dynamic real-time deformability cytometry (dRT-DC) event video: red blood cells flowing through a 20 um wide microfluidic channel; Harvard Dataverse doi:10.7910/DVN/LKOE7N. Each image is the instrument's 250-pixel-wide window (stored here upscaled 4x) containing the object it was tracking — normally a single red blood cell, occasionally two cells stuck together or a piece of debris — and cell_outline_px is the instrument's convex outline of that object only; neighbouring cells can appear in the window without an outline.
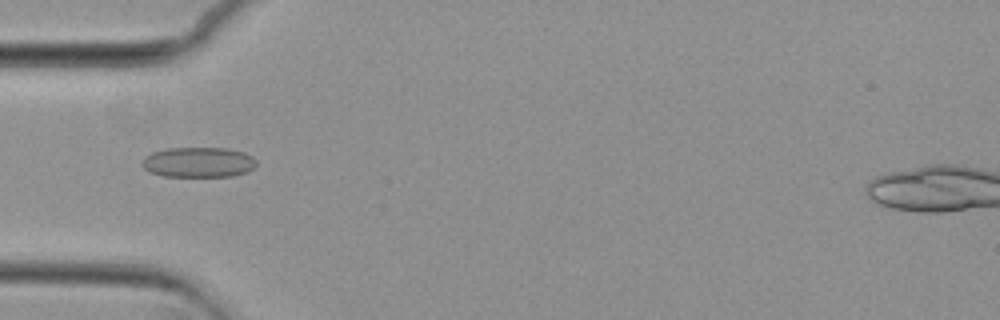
{"species": "common noctule bat (a hibernating species)", "species_latin": "Nyctalus noctula", "temperature_condition": "cold", "stored_images_in_passage": 39, "camera_frame_rate_fps": 3000, "um_per_image_px": 0.085, "animal": {"sex": "female", "body_mass_g": 29.2, "forearm_length_mm": 56.3}, "frame": {"image": 1, "passage_image": 1, "time_ms": 0.0, "image_size_px": [1000, 320], "cell_outline_px": [[256, 164], [248, 172], [232, 176], [164, 176], [152, 172], [144, 168], [144, 156], [152, 152], [168, 148], [228, 148], [244, 152], [252, 156], [256, 160]], "centroid_in_image_um": [16.91, 13.78], "position_along_channel_um": 68.1, "area_um2": 20.0}}
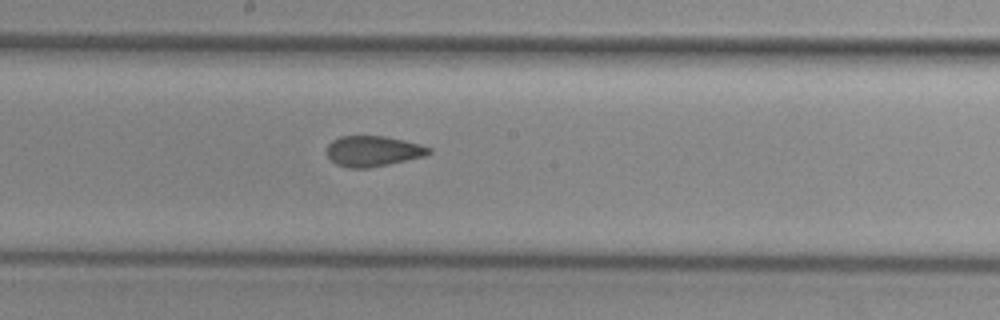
{"frame": {"image": 2, "passage_image": 13, "time_ms": 4.0, "image_size_px": [1000, 320], "cell_outline_px": [[432, 152], [424, 156], [388, 164], [368, 168], [348, 168], [336, 164], [328, 156], [328, 144], [332, 140], [340, 136], [384, 136], [404, 140], [420, 144], [432, 148]], "centroid_in_image_um": [31.72, 12.84], "position_along_channel_um": 216.5, "area_um2": 18.09}}
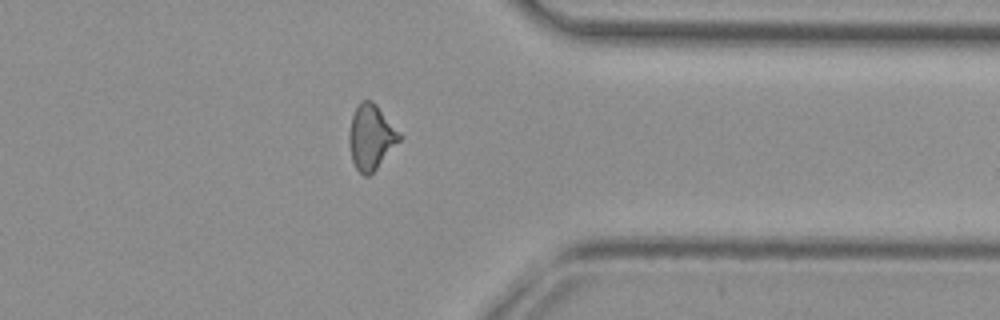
{"frame": {"image": 3, "passage_image": 27, "time_ms": 8.667, "image_size_px": [1000, 320], "cell_outline_px": [[404, 136], [376, 168], [368, 176], [364, 176], [356, 168], [352, 160], [348, 144], [348, 136], [352, 116], [360, 100], [372, 100], [376, 104]], "centroid_in_image_um": [31.54, 11.63], "position_along_channel_um": 379.9, "area_um2": 19.07}, "authors_computed_cell_mechanics": {"area_um2": 18.4382, "velocity_mm_per_s": 3.7006, "shape_relaxation_time_tau1_ms": null, "shape_relaxation_time_tau2_ms": 1.7669, "deformation_change_tau1": null, "deformation_change_tau2": 0.0774}}